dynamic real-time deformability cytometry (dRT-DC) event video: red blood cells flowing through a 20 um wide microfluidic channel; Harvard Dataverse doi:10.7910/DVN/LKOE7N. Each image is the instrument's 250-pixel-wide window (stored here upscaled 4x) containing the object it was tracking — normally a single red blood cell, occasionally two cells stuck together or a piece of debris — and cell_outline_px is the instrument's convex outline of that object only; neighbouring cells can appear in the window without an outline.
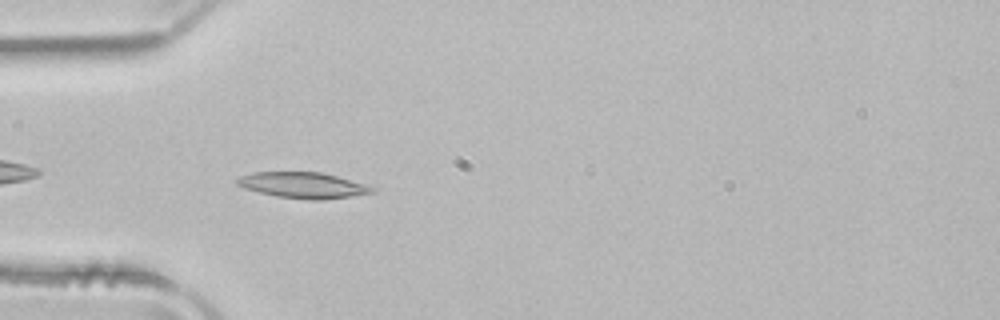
{"species": "common noctule bat (a hibernating species)", "species_latin": "Nyctalus noctula", "temperature_condition": "room temperature", "stored_images_in_passage": 39, "camera_frame_rate_fps": 3000, "um_per_image_px": 0.085, "animal": {"sex": "male", "body_mass_g": 21.5, "forearm_length_mm": 52.0}, "frame": {"image": 1, "passage_image": 3, "time_ms": 0.667, "image_size_px": [1000, 320], "cell_outline_px": [[376, 192], [324, 200], [312, 200], [276, 196], [244, 188], [236, 184], [236, 180], [240, 176], [252, 172], [320, 172], [336, 176], [364, 184], [376, 188]], "centroid_in_image_um": [25.75, 15.74], "position_along_channel_um": 59.3, "area_um2": 20.23}}
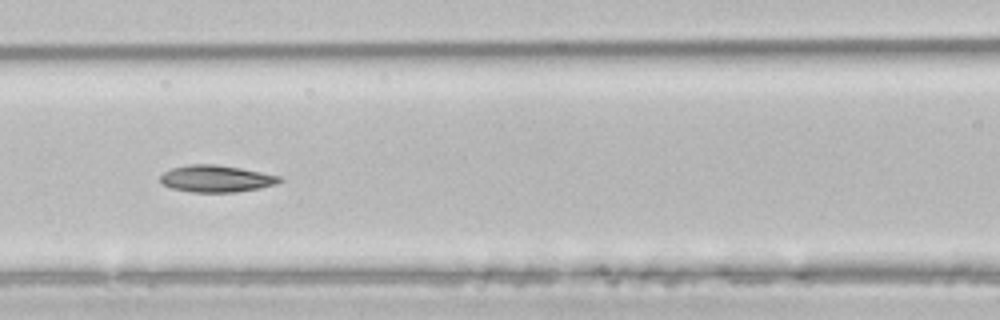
{"frame": {"image": 2, "passage_image": 10, "time_ms": 3.0, "image_size_px": [1000, 320], "cell_outline_px": [[284, 180], [276, 184], [260, 188], [236, 192], [192, 192], [172, 188], [164, 184], [160, 180], [160, 176], [164, 172], [172, 168], [188, 164], [216, 164], [240, 168], [280, 176]], "centroid_in_image_um": [18.39, 15.18], "position_along_channel_um": 148.2, "area_um2": 18.61}}
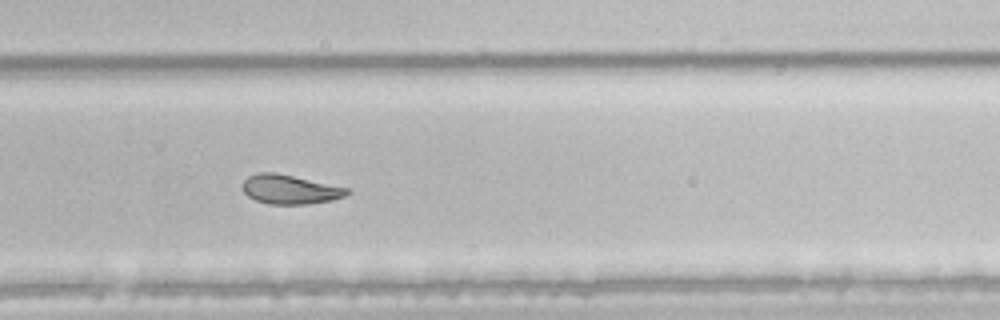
{"frame": {"image": 3, "passage_image": 22, "time_ms": 7.0, "image_size_px": [1000, 320], "cell_outline_px": [[352, 192], [344, 196], [332, 200], [308, 204], [268, 204], [256, 200], [248, 196], [244, 192], [244, 180], [248, 176], [260, 172], [276, 172], [348, 188]], "centroid_in_image_um": [24.66, 16.1], "position_along_channel_um": 305.1, "area_um2": 17.69}, "authors_computed_cell_mechanics": {"area_um2": 19.1896, "velocity_mm_per_s": 3.9378, "shape_relaxation_time_tau1_ms": 5.0161, "shape_relaxation_time_tau2_ms": 3.1088, "deformation_change_tau1": 0.146, "deformation_change_tau2": 0.0833}}